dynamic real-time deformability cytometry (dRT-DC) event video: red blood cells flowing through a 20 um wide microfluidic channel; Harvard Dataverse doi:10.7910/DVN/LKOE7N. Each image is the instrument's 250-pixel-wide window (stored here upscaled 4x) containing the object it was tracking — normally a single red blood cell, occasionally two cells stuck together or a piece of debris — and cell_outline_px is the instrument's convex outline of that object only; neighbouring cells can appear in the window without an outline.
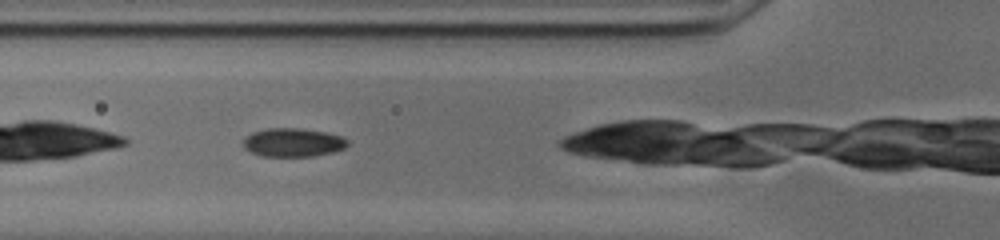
{"species": "common noctule bat (a hibernating species)", "species_latin": "Nyctalus noctula", "temperature_condition": "cold", "stored_images_in_passage": 28, "camera_frame_rate_fps": 3000, "um_per_image_px": 0.085, "animal": {"sex": "male", "body_mass_g": 20.0, "forearm_length_mm": 53.3}, "frame": {"image": 1, "passage_image": 5, "time_ms": 1.333, "image_size_px": [1000, 240], "cell_outline_px": [[348, 144], [344, 148], [332, 152], [312, 156], [260, 156], [244, 148], [244, 140], [252, 132], [268, 128], [300, 128], [324, 132], [340, 136], [348, 140]], "centroid_in_image_um": [24.9, 12.11], "position_along_channel_um": 100.9, "area_um2": 17.17}}